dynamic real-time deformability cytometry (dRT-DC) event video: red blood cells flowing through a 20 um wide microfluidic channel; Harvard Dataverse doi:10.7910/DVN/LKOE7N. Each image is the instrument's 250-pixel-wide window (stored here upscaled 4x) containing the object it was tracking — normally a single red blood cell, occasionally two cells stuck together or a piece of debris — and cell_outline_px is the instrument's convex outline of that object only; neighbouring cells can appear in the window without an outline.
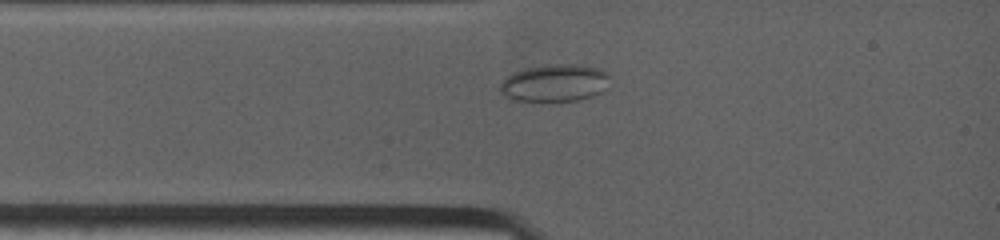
{"species": "common noctule bat (a hibernating species)", "species_latin": "Nyctalus noctula", "temperature_condition": "warm", "stored_images_in_passage": 25, "camera_frame_rate_fps": 4500, "um_per_image_px": 0.085, "animal": {"sex": "female", "body_mass_g": 19.0, "forearm_length_mm": 53.3}, "frame": {"image": 1, "passage_image": 2, "time_ms": 0.444, "image_size_px": [1000, 240], "cell_outline_px": [[608, 76], [600, 92], [592, 96], [580, 100], [512, 100], [504, 96], [500, 88], [500, 84], [508, 76], [524, 68], [548, 64], [580, 64], [600, 68], [608, 72]], "centroid_in_image_um": [47.13, 7.03], "position_along_channel_um": 37.9, "area_um2": 23.47}}
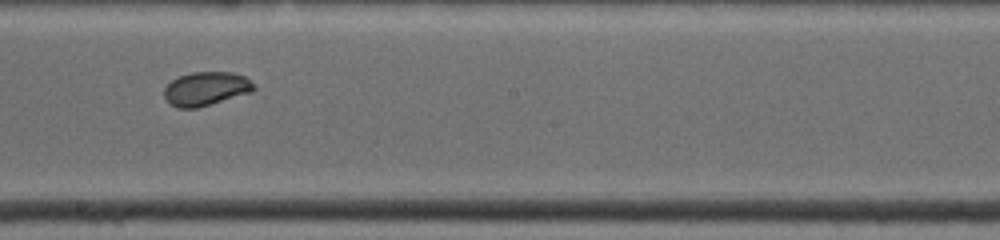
{"frame": {"image": 2, "passage_image": 13, "time_ms": 5.333, "image_size_px": [1000, 240], "cell_outline_px": [[256, 88], [252, 92], [196, 108], [176, 108], [168, 104], [164, 96], [164, 88], [172, 80], [180, 76], [192, 72], [232, 72], [244, 76]], "centroid_in_image_um": [17.47, 7.55], "position_along_channel_um": 230.7, "area_um2": 17.57}}
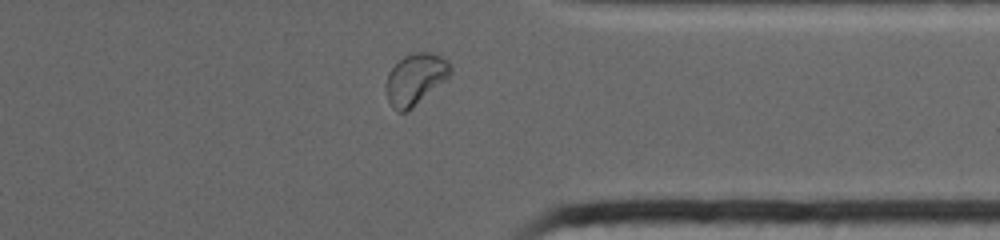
{"frame": {"image": 3, "passage_image": 22, "time_ms": 9.111, "image_size_px": [1000, 240], "cell_outline_px": [[452, 72], [444, 80], [408, 112], [396, 112], [392, 108], [388, 100], [384, 88], [388, 72], [404, 56], [416, 52], [432, 52], [448, 60], [452, 64]], "centroid_in_image_um": [35.28, 6.73], "position_along_channel_um": 376.1, "area_um2": 19.31}}